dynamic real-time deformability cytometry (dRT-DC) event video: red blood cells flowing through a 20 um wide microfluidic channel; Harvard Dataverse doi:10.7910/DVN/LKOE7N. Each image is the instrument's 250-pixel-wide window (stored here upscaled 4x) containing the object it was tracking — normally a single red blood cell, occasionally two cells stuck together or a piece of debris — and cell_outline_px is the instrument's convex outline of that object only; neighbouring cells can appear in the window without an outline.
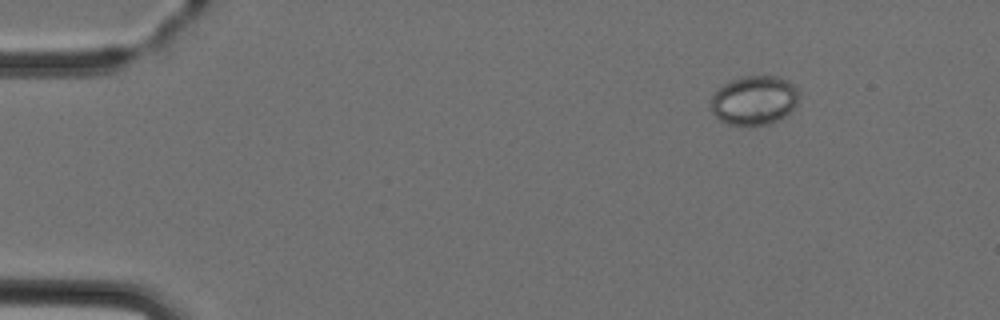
{"species": "Egyptian fruit bat (a non-hibernating species)", "species_latin": "Rousettus aegyptiacus", "temperature_condition": "cold", "stored_images_in_passage": 4, "camera_frame_rate_fps": 3000, "um_per_image_px": 0.085, "animal": {"sex": "female"}, "frame": {"image": 1, "passage_image": 1, "time_ms": 0.0, "image_size_px": [1000, 320], "cell_outline_px": [[800, 96], [792, 112], [788, 116], [780, 120], [768, 124], [728, 124], [720, 120], [708, 108], [712, 96], [724, 84], [732, 80], [744, 76], [776, 76], [788, 80], [800, 92]], "centroid_in_image_um": [64.14, 8.53], "position_along_channel_um": 20.9, "area_um2": 25.43}}